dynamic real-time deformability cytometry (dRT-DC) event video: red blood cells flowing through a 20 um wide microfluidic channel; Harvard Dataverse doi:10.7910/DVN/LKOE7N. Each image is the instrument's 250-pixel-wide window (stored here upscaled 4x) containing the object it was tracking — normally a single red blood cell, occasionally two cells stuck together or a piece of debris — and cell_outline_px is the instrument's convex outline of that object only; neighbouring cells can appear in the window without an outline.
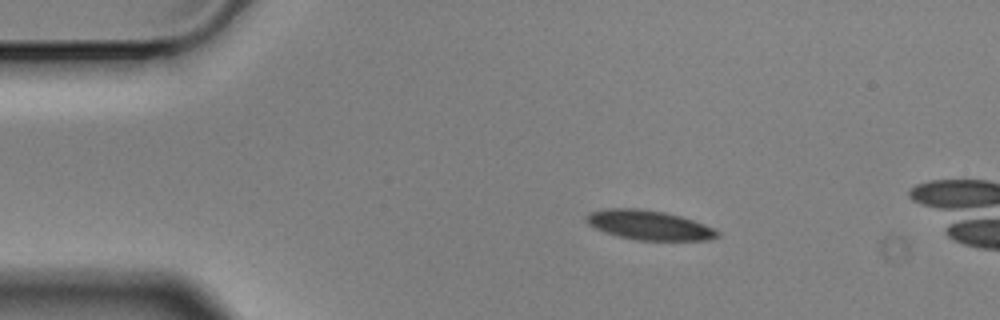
{"species": "Egyptian fruit bat (a non-hibernating species)", "species_latin": "Rousettus aegyptiacus", "temperature_condition": "cold", "stored_images_in_passage": 8, "camera_frame_rate_fps": 3000, "um_per_image_px": 0.085, "animal": {"sex": "male"}, "frame": {"image": 1, "passage_image": 1, "time_ms": 0.0, "image_size_px": [1000, 320], "cell_outline_px": [[720, 236], [708, 240], [636, 240], [616, 236], [604, 232], [588, 224], [588, 216], [592, 212], [608, 208], [636, 208], [664, 212], [680, 216], [704, 224], [720, 232]], "centroid_in_image_um": [55.2, 19.14], "position_along_channel_um": 29.8, "area_um2": 22.25}}